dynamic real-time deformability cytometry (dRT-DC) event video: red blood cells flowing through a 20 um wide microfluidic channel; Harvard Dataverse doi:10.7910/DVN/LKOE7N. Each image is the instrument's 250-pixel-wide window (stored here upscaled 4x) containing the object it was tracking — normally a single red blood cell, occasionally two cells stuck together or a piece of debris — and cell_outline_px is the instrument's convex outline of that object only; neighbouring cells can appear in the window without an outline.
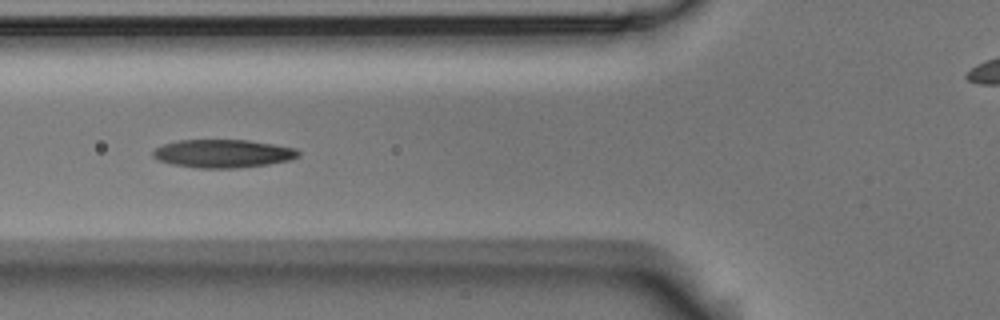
{"species": "Egyptian fruit bat (a non-hibernating species)", "species_latin": "Rousettus aegyptiacus", "temperature_condition": "room temperature", "stored_images_in_passage": 8, "camera_frame_rate_fps": 3000, "um_per_image_px": 0.085, "animal": {"sex": "male"}, "frame": {"image": 1, "passage_image": 6, "time_ms": 1.667, "image_size_px": [1000, 320], "cell_outline_px": [[300, 156], [288, 160], [268, 164], [236, 168], [200, 168], [176, 164], [160, 160], [152, 156], [152, 152], [156, 148], [164, 144], [176, 140], [248, 140], [296, 148], [300, 152]], "centroid_in_image_um": [18.97, 13.04], "position_along_channel_um": 106.8, "area_um2": 23.64}}
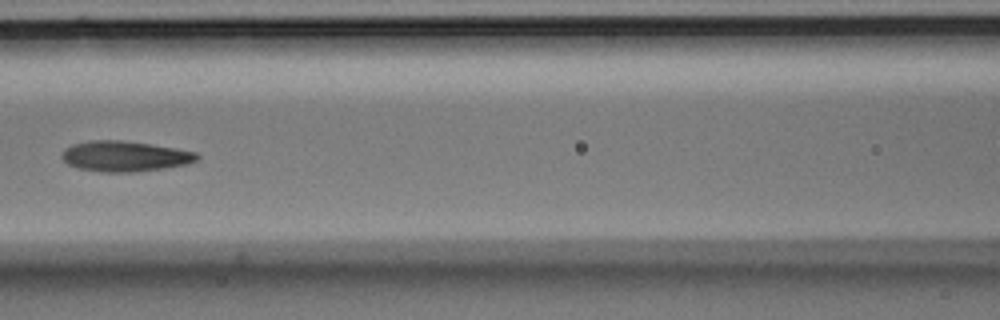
{"frame": {"image": 2, "passage_image": 7, "time_ms": 2.0, "image_size_px": [1000, 320], "cell_outline_px": [[200, 156], [196, 160], [188, 164], [164, 168], [132, 172], [100, 172], [76, 168], [68, 164], [60, 156], [64, 148], [72, 144], [92, 140], [120, 140], [176, 148], [196, 152]], "centroid_in_image_um": [10.57, 13.28], "position_along_channel_um": 156.0, "area_um2": 24.04}}
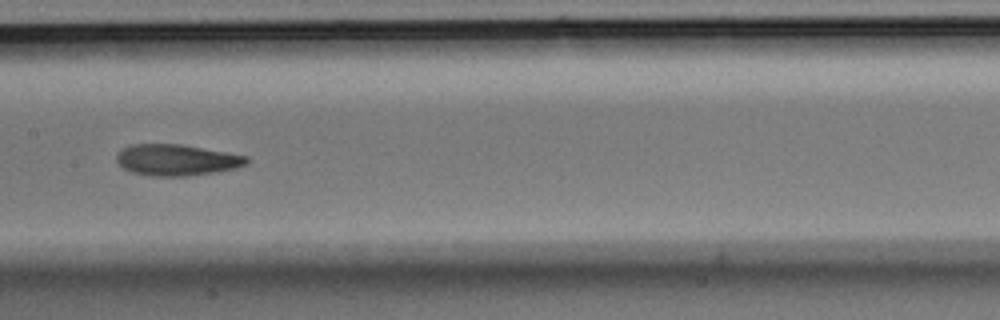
{"frame": {"image": 3, "passage_image": 8, "time_ms": 2.333, "image_size_px": [1000, 320], "cell_outline_px": [[248, 164], [236, 168], [212, 172], [184, 176], [152, 176], [132, 172], [124, 168], [116, 160], [116, 156], [124, 148], [132, 144], [180, 144], [228, 152], [248, 156]], "centroid_in_image_um": [15.04, 13.59], "position_along_channel_um": 192.4, "area_um2": 23.47}}